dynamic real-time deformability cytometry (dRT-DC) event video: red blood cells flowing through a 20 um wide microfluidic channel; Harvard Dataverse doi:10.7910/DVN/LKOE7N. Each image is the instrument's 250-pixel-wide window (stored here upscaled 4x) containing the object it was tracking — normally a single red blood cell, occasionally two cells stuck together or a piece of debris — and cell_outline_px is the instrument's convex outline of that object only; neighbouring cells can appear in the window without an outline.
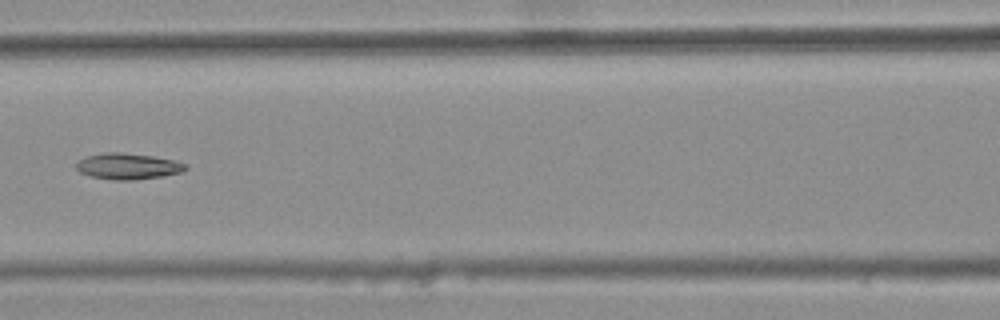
{"species": "common noctule bat (a hibernating species)", "species_latin": "Nyctalus noctula", "temperature_condition": "warm", "stored_images_in_passage": 6, "camera_frame_rate_fps": 3000, "um_per_image_px": 0.085, "animal": {"sex": "female", "body_mass_g": 25.1}, "frame": {"image": 1, "passage_image": 5, "time_ms": 1.333, "image_size_px": [1000, 320], "cell_outline_px": [[188, 168], [180, 172], [160, 176], [132, 180], [116, 180], [92, 176], [80, 172], [76, 168], [76, 164], [80, 160], [88, 156], [104, 152], [120, 152], [152, 156], [176, 160], [188, 164]], "centroid_in_image_um": [10.9, 14.12], "position_along_channel_um": 155.7, "area_um2": 16.42}}
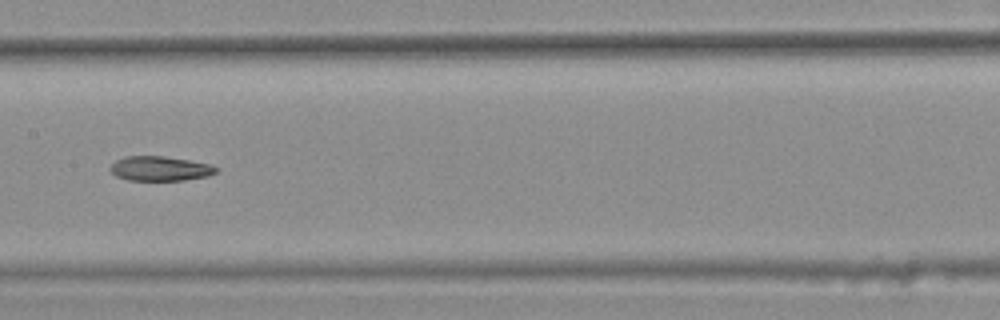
{"frame": {"image": 2, "passage_image": 6, "time_ms": 1.667, "image_size_px": [1000, 320], "cell_outline_px": [[220, 168], [216, 172], [208, 176], [184, 180], [128, 180], [116, 176], [108, 168], [116, 160], [124, 156], [164, 156], [188, 160], [208, 164]], "centroid_in_image_um": [13.59, 14.32], "position_along_channel_um": 193.8, "area_um2": 15.14}}